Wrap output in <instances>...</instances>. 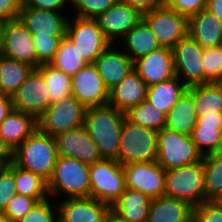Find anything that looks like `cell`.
Segmentation results:
<instances>
[{
	"instance_id": "39",
	"label": "cell",
	"mask_w": 222,
	"mask_h": 222,
	"mask_svg": "<svg viewBox=\"0 0 222 222\" xmlns=\"http://www.w3.org/2000/svg\"><path fill=\"white\" fill-rule=\"evenodd\" d=\"M63 37L65 36H32L36 50L37 68L53 61Z\"/></svg>"
},
{
	"instance_id": "21",
	"label": "cell",
	"mask_w": 222,
	"mask_h": 222,
	"mask_svg": "<svg viewBox=\"0 0 222 222\" xmlns=\"http://www.w3.org/2000/svg\"><path fill=\"white\" fill-rule=\"evenodd\" d=\"M93 64L109 91L134 69L132 59L114 43L108 46Z\"/></svg>"
},
{
	"instance_id": "7",
	"label": "cell",
	"mask_w": 222,
	"mask_h": 222,
	"mask_svg": "<svg viewBox=\"0 0 222 222\" xmlns=\"http://www.w3.org/2000/svg\"><path fill=\"white\" fill-rule=\"evenodd\" d=\"M191 136L163 128L158 131V151L156 162L164 169L177 168L202 161Z\"/></svg>"
},
{
	"instance_id": "3",
	"label": "cell",
	"mask_w": 222,
	"mask_h": 222,
	"mask_svg": "<svg viewBox=\"0 0 222 222\" xmlns=\"http://www.w3.org/2000/svg\"><path fill=\"white\" fill-rule=\"evenodd\" d=\"M57 158L55 138L38 128L14 150L17 166L37 173L47 181L52 176Z\"/></svg>"
},
{
	"instance_id": "24",
	"label": "cell",
	"mask_w": 222,
	"mask_h": 222,
	"mask_svg": "<svg viewBox=\"0 0 222 222\" xmlns=\"http://www.w3.org/2000/svg\"><path fill=\"white\" fill-rule=\"evenodd\" d=\"M193 206L184 200L162 196L151 200L147 222H192Z\"/></svg>"
},
{
	"instance_id": "32",
	"label": "cell",
	"mask_w": 222,
	"mask_h": 222,
	"mask_svg": "<svg viewBox=\"0 0 222 222\" xmlns=\"http://www.w3.org/2000/svg\"><path fill=\"white\" fill-rule=\"evenodd\" d=\"M35 68L0 54V94L13 96Z\"/></svg>"
},
{
	"instance_id": "51",
	"label": "cell",
	"mask_w": 222,
	"mask_h": 222,
	"mask_svg": "<svg viewBox=\"0 0 222 222\" xmlns=\"http://www.w3.org/2000/svg\"><path fill=\"white\" fill-rule=\"evenodd\" d=\"M206 8L222 23V0H207Z\"/></svg>"
},
{
	"instance_id": "38",
	"label": "cell",
	"mask_w": 222,
	"mask_h": 222,
	"mask_svg": "<svg viewBox=\"0 0 222 222\" xmlns=\"http://www.w3.org/2000/svg\"><path fill=\"white\" fill-rule=\"evenodd\" d=\"M118 0H73L71 16L96 19Z\"/></svg>"
},
{
	"instance_id": "8",
	"label": "cell",
	"mask_w": 222,
	"mask_h": 222,
	"mask_svg": "<svg viewBox=\"0 0 222 222\" xmlns=\"http://www.w3.org/2000/svg\"><path fill=\"white\" fill-rule=\"evenodd\" d=\"M86 107L73 95L52 103L37 118V128L51 136L84 125Z\"/></svg>"
},
{
	"instance_id": "46",
	"label": "cell",
	"mask_w": 222,
	"mask_h": 222,
	"mask_svg": "<svg viewBox=\"0 0 222 222\" xmlns=\"http://www.w3.org/2000/svg\"><path fill=\"white\" fill-rule=\"evenodd\" d=\"M23 5L28 8L40 10H52L71 13L72 2L70 0H23Z\"/></svg>"
},
{
	"instance_id": "36",
	"label": "cell",
	"mask_w": 222,
	"mask_h": 222,
	"mask_svg": "<svg viewBox=\"0 0 222 222\" xmlns=\"http://www.w3.org/2000/svg\"><path fill=\"white\" fill-rule=\"evenodd\" d=\"M125 115L126 119L131 123L151 128L156 131H160L166 126L167 115L159 111L146 99L136 106L131 107L125 112Z\"/></svg>"
},
{
	"instance_id": "43",
	"label": "cell",
	"mask_w": 222,
	"mask_h": 222,
	"mask_svg": "<svg viewBox=\"0 0 222 222\" xmlns=\"http://www.w3.org/2000/svg\"><path fill=\"white\" fill-rule=\"evenodd\" d=\"M16 194L14 180V162L8 166H0V213Z\"/></svg>"
},
{
	"instance_id": "13",
	"label": "cell",
	"mask_w": 222,
	"mask_h": 222,
	"mask_svg": "<svg viewBox=\"0 0 222 222\" xmlns=\"http://www.w3.org/2000/svg\"><path fill=\"white\" fill-rule=\"evenodd\" d=\"M71 95L86 108L108 104L109 90L93 63L87 64L71 77Z\"/></svg>"
},
{
	"instance_id": "37",
	"label": "cell",
	"mask_w": 222,
	"mask_h": 222,
	"mask_svg": "<svg viewBox=\"0 0 222 222\" xmlns=\"http://www.w3.org/2000/svg\"><path fill=\"white\" fill-rule=\"evenodd\" d=\"M50 64L72 77L88 63L81 58L73 43L65 36L61 40L56 55Z\"/></svg>"
},
{
	"instance_id": "42",
	"label": "cell",
	"mask_w": 222,
	"mask_h": 222,
	"mask_svg": "<svg viewBox=\"0 0 222 222\" xmlns=\"http://www.w3.org/2000/svg\"><path fill=\"white\" fill-rule=\"evenodd\" d=\"M47 198H31L15 194L2 212L11 222H17L24 217L38 202Z\"/></svg>"
},
{
	"instance_id": "29",
	"label": "cell",
	"mask_w": 222,
	"mask_h": 222,
	"mask_svg": "<svg viewBox=\"0 0 222 222\" xmlns=\"http://www.w3.org/2000/svg\"><path fill=\"white\" fill-rule=\"evenodd\" d=\"M187 90L193 95L197 118L222 115V82H209Z\"/></svg>"
},
{
	"instance_id": "48",
	"label": "cell",
	"mask_w": 222,
	"mask_h": 222,
	"mask_svg": "<svg viewBox=\"0 0 222 222\" xmlns=\"http://www.w3.org/2000/svg\"><path fill=\"white\" fill-rule=\"evenodd\" d=\"M129 4L134 9L138 10L141 14L150 12L153 9L163 6L162 0H122Z\"/></svg>"
},
{
	"instance_id": "50",
	"label": "cell",
	"mask_w": 222,
	"mask_h": 222,
	"mask_svg": "<svg viewBox=\"0 0 222 222\" xmlns=\"http://www.w3.org/2000/svg\"><path fill=\"white\" fill-rule=\"evenodd\" d=\"M13 110L11 96L0 94V124Z\"/></svg>"
},
{
	"instance_id": "47",
	"label": "cell",
	"mask_w": 222,
	"mask_h": 222,
	"mask_svg": "<svg viewBox=\"0 0 222 222\" xmlns=\"http://www.w3.org/2000/svg\"><path fill=\"white\" fill-rule=\"evenodd\" d=\"M23 7V0H0V18L5 20L18 19Z\"/></svg>"
},
{
	"instance_id": "40",
	"label": "cell",
	"mask_w": 222,
	"mask_h": 222,
	"mask_svg": "<svg viewBox=\"0 0 222 222\" xmlns=\"http://www.w3.org/2000/svg\"><path fill=\"white\" fill-rule=\"evenodd\" d=\"M204 76L210 82H222V45L203 48Z\"/></svg>"
},
{
	"instance_id": "23",
	"label": "cell",
	"mask_w": 222,
	"mask_h": 222,
	"mask_svg": "<svg viewBox=\"0 0 222 222\" xmlns=\"http://www.w3.org/2000/svg\"><path fill=\"white\" fill-rule=\"evenodd\" d=\"M188 35L202 48L222 45V23L207 8L188 18Z\"/></svg>"
},
{
	"instance_id": "10",
	"label": "cell",
	"mask_w": 222,
	"mask_h": 222,
	"mask_svg": "<svg viewBox=\"0 0 222 222\" xmlns=\"http://www.w3.org/2000/svg\"><path fill=\"white\" fill-rule=\"evenodd\" d=\"M175 73L187 87L209 83L203 71V48L189 35L172 48Z\"/></svg>"
},
{
	"instance_id": "44",
	"label": "cell",
	"mask_w": 222,
	"mask_h": 222,
	"mask_svg": "<svg viewBox=\"0 0 222 222\" xmlns=\"http://www.w3.org/2000/svg\"><path fill=\"white\" fill-rule=\"evenodd\" d=\"M192 222H222V207L215 200L204 201L194 206Z\"/></svg>"
},
{
	"instance_id": "19",
	"label": "cell",
	"mask_w": 222,
	"mask_h": 222,
	"mask_svg": "<svg viewBox=\"0 0 222 222\" xmlns=\"http://www.w3.org/2000/svg\"><path fill=\"white\" fill-rule=\"evenodd\" d=\"M54 138L58 155L72 157L88 165L102 159L84 125L59 133Z\"/></svg>"
},
{
	"instance_id": "9",
	"label": "cell",
	"mask_w": 222,
	"mask_h": 222,
	"mask_svg": "<svg viewBox=\"0 0 222 222\" xmlns=\"http://www.w3.org/2000/svg\"><path fill=\"white\" fill-rule=\"evenodd\" d=\"M66 37L88 64L94 63L112 43L105 37L96 19L70 16Z\"/></svg>"
},
{
	"instance_id": "33",
	"label": "cell",
	"mask_w": 222,
	"mask_h": 222,
	"mask_svg": "<svg viewBox=\"0 0 222 222\" xmlns=\"http://www.w3.org/2000/svg\"><path fill=\"white\" fill-rule=\"evenodd\" d=\"M16 193L31 198H49L47 180L41 175L20 168L14 163Z\"/></svg>"
},
{
	"instance_id": "28",
	"label": "cell",
	"mask_w": 222,
	"mask_h": 222,
	"mask_svg": "<svg viewBox=\"0 0 222 222\" xmlns=\"http://www.w3.org/2000/svg\"><path fill=\"white\" fill-rule=\"evenodd\" d=\"M221 129L222 115L197 118L191 138L203 156L218 152Z\"/></svg>"
},
{
	"instance_id": "30",
	"label": "cell",
	"mask_w": 222,
	"mask_h": 222,
	"mask_svg": "<svg viewBox=\"0 0 222 222\" xmlns=\"http://www.w3.org/2000/svg\"><path fill=\"white\" fill-rule=\"evenodd\" d=\"M196 123L193 95L187 90L168 112L165 128L191 136Z\"/></svg>"
},
{
	"instance_id": "25",
	"label": "cell",
	"mask_w": 222,
	"mask_h": 222,
	"mask_svg": "<svg viewBox=\"0 0 222 222\" xmlns=\"http://www.w3.org/2000/svg\"><path fill=\"white\" fill-rule=\"evenodd\" d=\"M117 45L132 59L133 62L161 47L157 38L143 19H141L122 39H120Z\"/></svg>"
},
{
	"instance_id": "6",
	"label": "cell",
	"mask_w": 222,
	"mask_h": 222,
	"mask_svg": "<svg viewBox=\"0 0 222 222\" xmlns=\"http://www.w3.org/2000/svg\"><path fill=\"white\" fill-rule=\"evenodd\" d=\"M90 197L112 206L126 189L123 166L115 159L102 158L90 165Z\"/></svg>"
},
{
	"instance_id": "12",
	"label": "cell",
	"mask_w": 222,
	"mask_h": 222,
	"mask_svg": "<svg viewBox=\"0 0 222 222\" xmlns=\"http://www.w3.org/2000/svg\"><path fill=\"white\" fill-rule=\"evenodd\" d=\"M126 187L141 191L150 199L165 194V170L156 162L131 163L123 166Z\"/></svg>"
},
{
	"instance_id": "14",
	"label": "cell",
	"mask_w": 222,
	"mask_h": 222,
	"mask_svg": "<svg viewBox=\"0 0 222 222\" xmlns=\"http://www.w3.org/2000/svg\"><path fill=\"white\" fill-rule=\"evenodd\" d=\"M11 98L15 110L31 114L36 119L50 105L49 88L43 76L36 69L33 70Z\"/></svg>"
},
{
	"instance_id": "18",
	"label": "cell",
	"mask_w": 222,
	"mask_h": 222,
	"mask_svg": "<svg viewBox=\"0 0 222 222\" xmlns=\"http://www.w3.org/2000/svg\"><path fill=\"white\" fill-rule=\"evenodd\" d=\"M141 19L142 14L122 0H118L96 18L105 37L114 44H117Z\"/></svg>"
},
{
	"instance_id": "41",
	"label": "cell",
	"mask_w": 222,
	"mask_h": 222,
	"mask_svg": "<svg viewBox=\"0 0 222 222\" xmlns=\"http://www.w3.org/2000/svg\"><path fill=\"white\" fill-rule=\"evenodd\" d=\"M58 206L53 198L38 202L17 222H58Z\"/></svg>"
},
{
	"instance_id": "35",
	"label": "cell",
	"mask_w": 222,
	"mask_h": 222,
	"mask_svg": "<svg viewBox=\"0 0 222 222\" xmlns=\"http://www.w3.org/2000/svg\"><path fill=\"white\" fill-rule=\"evenodd\" d=\"M206 201L222 194V152L203 156Z\"/></svg>"
},
{
	"instance_id": "53",
	"label": "cell",
	"mask_w": 222,
	"mask_h": 222,
	"mask_svg": "<svg viewBox=\"0 0 222 222\" xmlns=\"http://www.w3.org/2000/svg\"><path fill=\"white\" fill-rule=\"evenodd\" d=\"M105 222H126V221L122 220L115 213L111 211L110 214L107 216Z\"/></svg>"
},
{
	"instance_id": "20",
	"label": "cell",
	"mask_w": 222,
	"mask_h": 222,
	"mask_svg": "<svg viewBox=\"0 0 222 222\" xmlns=\"http://www.w3.org/2000/svg\"><path fill=\"white\" fill-rule=\"evenodd\" d=\"M134 69L148 87L174 78L176 73L173 50L167 47H159L150 54L135 60Z\"/></svg>"
},
{
	"instance_id": "31",
	"label": "cell",
	"mask_w": 222,
	"mask_h": 222,
	"mask_svg": "<svg viewBox=\"0 0 222 222\" xmlns=\"http://www.w3.org/2000/svg\"><path fill=\"white\" fill-rule=\"evenodd\" d=\"M187 86L178 78L153 84L147 88L146 100L166 115L187 91Z\"/></svg>"
},
{
	"instance_id": "22",
	"label": "cell",
	"mask_w": 222,
	"mask_h": 222,
	"mask_svg": "<svg viewBox=\"0 0 222 222\" xmlns=\"http://www.w3.org/2000/svg\"><path fill=\"white\" fill-rule=\"evenodd\" d=\"M147 84L133 69L119 84L109 91L108 104L122 112L143 102L147 95Z\"/></svg>"
},
{
	"instance_id": "16",
	"label": "cell",
	"mask_w": 222,
	"mask_h": 222,
	"mask_svg": "<svg viewBox=\"0 0 222 222\" xmlns=\"http://www.w3.org/2000/svg\"><path fill=\"white\" fill-rule=\"evenodd\" d=\"M70 16L71 13L67 12L33 9L23 5L18 19L32 36H66Z\"/></svg>"
},
{
	"instance_id": "55",
	"label": "cell",
	"mask_w": 222,
	"mask_h": 222,
	"mask_svg": "<svg viewBox=\"0 0 222 222\" xmlns=\"http://www.w3.org/2000/svg\"><path fill=\"white\" fill-rule=\"evenodd\" d=\"M218 152H222V129H221V136H220V142H219Z\"/></svg>"
},
{
	"instance_id": "17",
	"label": "cell",
	"mask_w": 222,
	"mask_h": 222,
	"mask_svg": "<svg viewBox=\"0 0 222 222\" xmlns=\"http://www.w3.org/2000/svg\"><path fill=\"white\" fill-rule=\"evenodd\" d=\"M59 222H105L112 206L92 197L56 201Z\"/></svg>"
},
{
	"instance_id": "49",
	"label": "cell",
	"mask_w": 222,
	"mask_h": 222,
	"mask_svg": "<svg viewBox=\"0 0 222 222\" xmlns=\"http://www.w3.org/2000/svg\"><path fill=\"white\" fill-rule=\"evenodd\" d=\"M14 162V150L0 137V166Z\"/></svg>"
},
{
	"instance_id": "27",
	"label": "cell",
	"mask_w": 222,
	"mask_h": 222,
	"mask_svg": "<svg viewBox=\"0 0 222 222\" xmlns=\"http://www.w3.org/2000/svg\"><path fill=\"white\" fill-rule=\"evenodd\" d=\"M151 200L141 191L126 187L112 205V212L126 222H147Z\"/></svg>"
},
{
	"instance_id": "26",
	"label": "cell",
	"mask_w": 222,
	"mask_h": 222,
	"mask_svg": "<svg viewBox=\"0 0 222 222\" xmlns=\"http://www.w3.org/2000/svg\"><path fill=\"white\" fill-rule=\"evenodd\" d=\"M36 129L33 115L14 109L0 124V137L15 150Z\"/></svg>"
},
{
	"instance_id": "1",
	"label": "cell",
	"mask_w": 222,
	"mask_h": 222,
	"mask_svg": "<svg viewBox=\"0 0 222 222\" xmlns=\"http://www.w3.org/2000/svg\"><path fill=\"white\" fill-rule=\"evenodd\" d=\"M124 112L110 104L87 107L84 126L96 144L101 158L117 159Z\"/></svg>"
},
{
	"instance_id": "34",
	"label": "cell",
	"mask_w": 222,
	"mask_h": 222,
	"mask_svg": "<svg viewBox=\"0 0 222 222\" xmlns=\"http://www.w3.org/2000/svg\"><path fill=\"white\" fill-rule=\"evenodd\" d=\"M49 88L50 104L71 95V77L51 64H42L36 69Z\"/></svg>"
},
{
	"instance_id": "56",
	"label": "cell",
	"mask_w": 222,
	"mask_h": 222,
	"mask_svg": "<svg viewBox=\"0 0 222 222\" xmlns=\"http://www.w3.org/2000/svg\"><path fill=\"white\" fill-rule=\"evenodd\" d=\"M215 201L222 207V194Z\"/></svg>"
},
{
	"instance_id": "52",
	"label": "cell",
	"mask_w": 222,
	"mask_h": 222,
	"mask_svg": "<svg viewBox=\"0 0 222 222\" xmlns=\"http://www.w3.org/2000/svg\"><path fill=\"white\" fill-rule=\"evenodd\" d=\"M7 23V20L0 18V52L3 46V37H4V28Z\"/></svg>"
},
{
	"instance_id": "4",
	"label": "cell",
	"mask_w": 222,
	"mask_h": 222,
	"mask_svg": "<svg viewBox=\"0 0 222 222\" xmlns=\"http://www.w3.org/2000/svg\"><path fill=\"white\" fill-rule=\"evenodd\" d=\"M158 131L131 123L125 118L118 158L122 166L131 163L153 162L157 159Z\"/></svg>"
},
{
	"instance_id": "54",
	"label": "cell",
	"mask_w": 222,
	"mask_h": 222,
	"mask_svg": "<svg viewBox=\"0 0 222 222\" xmlns=\"http://www.w3.org/2000/svg\"><path fill=\"white\" fill-rule=\"evenodd\" d=\"M0 222H11L5 215L0 213Z\"/></svg>"
},
{
	"instance_id": "2",
	"label": "cell",
	"mask_w": 222,
	"mask_h": 222,
	"mask_svg": "<svg viewBox=\"0 0 222 222\" xmlns=\"http://www.w3.org/2000/svg\"><path fill=\"white\" fill-rule=\"evenodd\" d=\"M89 169L90 165L77 159L58 155L52 176L47 181L50 198L59 201L90 197Z\"/></svg>"
},
{
	"instance_id": "11",
	"label": "cell",
	"mask_w": 222,
	"mask_h": 222,
	"mask_svg": "<svg viewBox=\"0 0 222 222\" xmlns=\"http://www.w3.org/2000/svg\"><path fill=\"white\" fill-rule=\"evenodd\" d=\"M161 47L173 48L188 35V18L164 6L142 14Z\"/></svg>"
},
{
	"instance_id": "5",
	"label": "cell",
	"mask_w": 222,
	"mask_h": 222,
	"mask_svg": "<svg viewBox=\"0 0 222 222\" xmlns=\"http://www.w3.org/2000/svg\"><path fill=\"white\" fill-rule=\"evenodd\" d=\"M164 196L189 202L193 207L206 201L203 160L165 170Z\"/></svg>"
},
{
	"instance_id": "15",
	"label": "cell",
	"mask_w": 222,
	"mask_h": 222,
	"mask_svg": "<svg viewBox=\"0 0 222 222\" xmlns=\"http://www.w3.org/2000/svg\"><path fill=\"white\" fill-rule=\"evenodd\" d=\"M0 54L27 63L37 69L36 50L32 34L19 19L7 21Z\"/></svg>"
},
{
	"instance_id": "45",
	"label": "cell",
	"mask_w": 222,
	"mask_h": 222,
	"mask_svg": "<svg viewBox=\"0 0 222 222\" xmlns=\"http://www.w3.org/2000/svg\"><path fill=\"white\" fill-rule=\"evenodd\" d=\"M163 6L187 18L207 7V0H164Z\"/></svg>"
}]
</instances>
